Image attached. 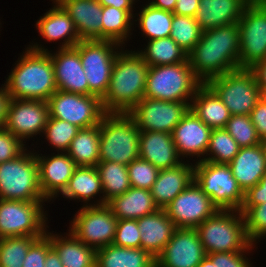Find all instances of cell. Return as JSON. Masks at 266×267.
Listing matches in <instances>:
<instances>
[{
	"mask_svg": "<svg viewBox=\"0 0 266 267\" xmlns=\"http://www.w3.org/2000/svg\"><path fill=\"white\" fill-rule=\"evenodd\" d=\"M52 248L49 237L44 234L29 247L23 267H45L47 252Z\"/></svg>",
	"mask_w": 266,
	"mask_h": 267,
	"instance_id": "cell-48",
	"label": "cell"
},
{
	"mask_svg": "<svg viewBox=\"0 0 266 267\" xmlns=\"http://www.w3.org/2000/svg\"><path fill=\"white\" fill-rule=\"evenodd\" d=\"M229 109L231 115H250L261 99V90L249 69L219 75L206 83Z\"/></svg>",
	"mask_w": 266,
	"mask_h": 267,
	"instance_id": "cell-9",
	"label": "cell"
},
{
	"mask_svg": "<svg viewBox=\"0 0 266 267\" xmlns=\"http://www.w3.org/2000/svg\"><path fill=\"white\" fill-rule=\"evenodd\" d=\"M100 180L103 186V197L98 203L92 205H103L110 201L113 197L122 195L130 186L127 165L110 162L99 161L96 165Z\"/></svg>",
	"mask_w": 266,
	"mask_h": 267,
	"instance_id": "cell-35",
	"label": "cell"
},
{
	"mask_svg": "<svg viewBox=\"0 0 266 267\" xmlns=\"http://www.w3.org/2000/svg\"><path fill=\"white\" fill-rule=\"evenodd\" d=\"M261 98L266 101V86L261 89Z\"/></svg>",
	"mask_w": 266,
	"mask_h": 267,
	"instance_id": "cell-60",
	"label": "cell"
},
{
	"mask_svg": "<svg viewBox=\"0 0 266 267\" xmlns=\"http://www.w3.org/2000/svg\"><path fill=\"white\" fill-rule=\"evenodd\" d=\"M99 161L129 165L139 158L140 130L128 113H105L99 123Z\"/></svg>",
	"mask_w": 266,
	"mask_h": 267,
	"instance_id": "cell-4",
	"label": "cell"
},
{
	"mask_svg": "<svg viewBox=\"0 0 266 267\" xmlns=\"http://www.w3.org/2000/svg\"><path fill=\"white\" fill-rule=\"evenodd\" d=\"M135 0H98L102 6H113L117 9L126 10L132 17L133 16V4Z\"/></svg>",
	"mask_w": 266,
	"mask_h": 267,
	"instance_id": "cell-55",
	"label": "cell"
},
{
	"mask_svg": "<svg viewBox=\"0 0 266 267\" xmlns=\"http://www.w3.org/2000/svg\"><path fill=\"white\" fill-rule=\"evenodd\" d=\"M194 180V165L181 164L159 170L151 194L156 206L165 209Z\"/></svg>",
	"mask_w": 266,
	"mask_h": 267,
	"instance_id": "cell-24",
	"label": "cell"
},
{
	"mask_svg": "<svg viewBox=\"0 0 266 267\" xmlns=\"http://www.w3.org/2000/svg\"><path fill=\"white\" fill-rule=\"evenodd\" d=\"M43 202L0 199V238L42 237L47 229Z\"/></svg>",
	"mask_w": 266,
	"mask_h": 267,
	"instance_id": "cell-12",
	"label": "cell"
},
{
	"mask_svg": "<svg viewBox=\"0 0 266 267\" xmlns=\"http://www.w3.org/2000/svg\"><path fill=\"white\" fill-rule=\"evenodd\" d=\"M238 24L240 69H250L266 59V0H252Z\"/></svg>",
	"mask_w": 266,
	"mask_h": 267,
	"instance_id": "cell-11",
	"label": "cell"
},
{
	"mask_svg": "<svg viewBox=\"0 0 266 267\" xmlns=\"http://www.w3.org/2000/svg\"><path fill=\"white\" fill-rule=\"evenodd\" d=\"M239 24L202 32L201 39L188 53L195 76L206 84L210 79L240 69Z\"/></svg>",
	"mask_w": 266,
	"mask_h": 267,
	"instance_id": "cell-1",
	"label": "cell"
},
{
	"mask_svg": "<svg viewBox=\"0 0 266 267\" xmlns=\"http://www.w3.org/2000/svg\"><path fill=\"white\" fill-rule=\"evenodd\" d=\"M103 193V186L96 166H77L67 187L61 193L64 198L82 199L86 205L97 194Z\"/></svg>",
	"mask_w": 266,
	"mask_h": 267,
	"instance_id": "cell-33",
	"label": "cell"
},
{
	"mask_svg": "<svg viewBox=\"0 0 266 267\" xmlns=\"http://www.w3.org/2000/svg\"><path fill=\"white\" fill-rule=\"evenodd\" d=\"M47 102L51 118L68 121L80 129L99 125L105 114L101 99L95 95L56 90Z\"/></svg>",
	"mask_w": 266,
	"mask_h": 267,
	"instance_id": "cell-14",
	"label": "cell"
},
{
	"mask_svg": "<svg viewBox=\"0 0 266 267\" xmlns=\"http://www.w3.org/2000/svg\"><path fill=\"white\" fill-rule=\"evenodd\" d=\"M117 222L107 204L83 205L69 228L78 240L98 250L113 243Z\"/></svg>",
	"mask_w": 266,
	"mask_h": 267,
	"instance_id": "cell-13",
	"label": "cell"
},
{
	"mask_svg": "<svg viewBox=\"0 0 266 267\" xmlns=\"http://www.w3.org/2000/svg\"><path fill=\"white\" fill-rule=\"evenodd\" d=\"M253 245L254 244L251 243L247 249H245V252H217L207 254V256L213 263H216V267H251L248 258H246L243 253H246V250L249 251L250 248L254 247Z\"/></svg>",
	"mask_w": 266,
	"mask_h": 267,
	"instance_id": "cell-49",
	"label": "cell"
},
{
	"mask_svg": "<svg viewBox=\"0 0 266 267\" xmlns=\"http://www.w3.org/2000/svg\"><path fill=\"white\" fill-rule=\"evenodd\" d=\"M250 117L259 138L264 139L266 137V101L261 98L251 111Z\"/></svg>",
	"mask_w": 266,
	"mask_h": 267,
	"instance_id": "cell-51",
	"label": "cell"
},
{
	"mask_svg": "<svg viewBox=\"0 0 266 267\" xmlns=\"http://www.w3.org/2000/svg\"><path fill=\"white\" fill-rule=\"evenodd\" d=\"M95 267H156V260L142 248L110 244L96 250Z\"/></svg>",
	"mask_w": 266,
	"mask_h": 267,
	"instance_id": "cell-32",
	"label": "cell"
},
{
	"mask_svg": "<svg viewBox=\"0 0 266 267\" xmlns=\"http://www.w3.org/2000/svg\"><path fill=\"white\" fill-rule=\"evenodd\" d=\"M56 1L73 20L81 41L102 40L103 6L98 0Z\"/></svg>",
	"mask_w": 266,
	"mask_h": 267,
	"instance_id": "cell-22",
	"label": "cell"
},
{
	"mask_svg": "<svg viewBox=\"0 0 266 267\" xmlns=\"http://www.w3.org/2000/svg\"><path fill=\"white\" fill-rule=\"evenodd\" d=\"M120 51L108 90L101 99L105 113H128L144 97L146 89L148 64L137 51Z\"/></svg>",
	"mask_w": 266,
	"mask_h": 267,
	"instance_id": "cell-2",
	"label": "cell"
},
{
	"mask_svg": "<svg viewBox=\"0 0 266 267\" xmlns=\"http://www.w3.org/2000/svg\"><path fill=\"white\" fill-rule=\"evenodd\" d=\"M245 230L248 240L254 244L266 236V203L257 206H242Z\"/></svg>",
	"mask_w": 266,
	"mask_h": 267,
	"instance_id": "cell-44",
	"label": "cell"
},
{
	"mask_svg": "<svg viewBox=\"0 0 266 267\" xmlns=\"http://www.w3.org/2000/svg\"><path fill=\"white\" fill-rule=\"evenodd\" d=\"M195 229L206 254L245 251L251 244L240 210H218Z\"/></svg>",
	"mask_w": 266,
	"mask_h": 267,
	"instance_id": "cell-5",
	"label": "cell"
},
{
	"mask_svg": "<svg viewBox=\"0 0 266 267\" xmlns=\"http://www.w3.org/2000/svg\"><path fill=\"white\" fill-rule=\"evenodd\" d=\"M5 84L0 88V128L4 127L7 120L8 106L11 97L7 91Z\"/></svg>",
	"mask_w": 266,
	"mask_h": 267,
	"instance_id": "cell-53",
	"label": "cell"
},
{
	"mask_svg": "<svg viewBox=\"0 0 266 267\" xmlns=\"http://www.w3.org/2000/svg\"><path fill=\"white\" fill-rule=\"evenodd\" d=\"M249 70L253 73V75L256 79V83L259 86L260 90L264 86H266V59L255 64Z\"/></svg>",
	"mask_w": 266,
	"mask_h": 267,
	"instance_id": "cell-54",
	"label": "cell"
},
{
	"mask_svg": "<svg viewBox=\"0 0 266 267\" xmlns=\"http://www.w3.org/2000/svg\"><path fill=\"white\" fill-rule=\"evenodd\" d=\"M127 170L130 186L147 190H151L159 173L158 168L141 158L133 160Z\"/></svg>",
	"mask_w": 266,
	"mask_h": 267,
	"instance_id": "cell-45",
	"label": "cell"
},
{
	"mask_svg": "<svg viewBox=\"0 0 266 267\" xmlns=\"http://www.w3.org/2000/svg\"><path fill=\"white\" fill-rule=\"evenodd\" d=\"M164 210L176 228H196L218 208L193 180Z\"/></svg>",
	"mask_w": 266,
	"mask_h": 267,
	"instance_id": "cell-16",
	"label": "cell"
},
{
	"mask_svg": "<svg viewBox=\"0 0 266 267\" xmlns=\"http://www.w3.org/2000/svg\"><path fill=\"white\" fill-rule=\"evenodd\" d=\"M206 256L195 228H176L156 257V267H198Z\"/></svg>",
	"mask_w": 266,
	"mask_h": 267,
	"instance_id": "cell-18",
	"label": "cell"
},
{
	"mask_svg": "<svg viewBox=\"0 0 266 267\" xmlns=\"http://www.w3.org/2000/svg\"><path fill=\"white\" fill-rule=\"evenodd\" d=\"M190 109L211 129L225 128L231 117L229 109L207 84H202L197 89Z\"/></svg>",
	"mask_w": 266,
	"mask_h": 267,
	"instance_id": "cell-30",
	"label": "cell"
},
{
	"mask_svg": "<svg viewBox=\"0 0 266 267\" xmlns=\"http://www.w3.org/2000/svg\"><path fill=\"white\" fill-rule=\"evenodd\" d=\"M45 234L49 237L51 246L59 255L64 267H95L96 250L78 240L70 230L68 237L47 231Z\"/></svg>",
	"mask_w": 266,
	"mask_h": 267,
	"instance_id": "cell-31",
	"label": "cell"
},
{
	"mask_svg": "<svg viewBox=\"0 0 266 267\" xmlns=\"http://www.w3.org/2000/svg\"><path fill=\"white\" fill-rule=\"evenodd\" d=\"M39 44L30 45L34 51H47L54 67L55 83L58 90L89 95V86L81 64L79 51L75 47L60 48L54 55Z\"/></svg>",
	"mask_w": 266,
	"mask_h": 267,
	"instance_id": "cell-19",
	"label": "cell"
},
{
	"mask_svg": "<svg viewBox=\"0 0 266 267\" xmlns=\"http://www.w3.org/2000/svg\"><path fill=\"white\" fill-rule=\"evenodd\" d=\"M202 32L194 17L173 14L170 37L187 54L199 42Z\"/></svg>",
	"mask_w": 266,
	"mask_h": 267,
	"instance_id": "cell-41",
	"label": "cell"
},
{
	"mask_svg": "<svg viewBox=\"0 0 266 267\" xmlns=\"http://www.w3.org/2000/svg\"><path fill=\"white\" fill-rule=\"evenodd\" d=\"M54 3V7L36 22L37 29L47 41L63 40L64 38V42L59 48L74 47L81 40L73 20L56 0Z\"/></svg>",
	"mask_w": 266,
	"mask_h": 267,
	"instance_id": "cell-28",
	"label": "cell"
},
{
	"mask_svg": "<svg viewBox=\"0 0 266 267\" xmlns=\"http://www.w3.org/2000/svg\"><path fill=\"white\" fill-rule=\"evenodd\" d=\"M139 158L149 161L159 170L172 168L182 163L172 134L167 132L141 131Z\"/></svg>",
	"mask_w": 266,
	"mask_h": 267,
	"instance_id": "cell-23",
	"label": "cell"
},
{
	"mask_svg": "<svg viewBox=\"0 0 266 267\" xmlns=\"http://www.w3.org/2000/svg\"><path fill=\"white\" fill-rule=\"evenodd\" d=\"M203 83L195 76L189 61L148 69L144 97L172 102H190Z\"/></svg>",
	"mask_w": 266,
	"mask_h": 267,
	"instance_id": "cell-6",
	"label": "cell"
},
{
	"mask_svg": "<svg viewBox=\"0 0 266 267\" xmlns=\"http://www.w3.org/2000/svg\"><path fill=\"white\" fill-rule=\"evenodd\" d=\"M137 52L149 67L174 65L188 60V54L171 37L148 41L144 51Z\"/></svg>",
	"mask_w": 266,
	"mask_h": 267,
	"instance_id": "cell-36",
	"label": "cell"
},
{
	"mask_svg": "<svg viewBox=\"0 0 266 267\" xmlns=\"http://www.w3.org/2000/svg\"><path fill=\"white\" fill-rule=\"evenodd\" d=\"M211 131L212 129L189 109L172 132L179 156L189 155L197 158L200 155L204 156L208 149Z\"/></svg>",
	"mask_w": 266,
	"mask_h": 267,
	"instance_id": "cell-21",
	"label": "cell"
},
{
	"mask_svg": "<svg viewBox=\"0 0 266 267\" xmlns=\"http://www.w3.org/2000/svg\"><path fill=\"white\" fill-rule=\"evenodd\" d=\"M140 231L141 248L155 259L171 240L176 227L169 219L164 209L137 219Z\"/></svg>",
	"mask_w": 266,
	"mask_h": 267,
	"instance_id": "cell-26",
	"label": "cell"
},
{
	"mask_svg": "<svg viewBox=\"0 0 266 267\" xmlns=\"http://www.w3.org/2000/svg\"><path fill=\"white\" fill-rule=\"evenodd\" d=\"M173 12L156 8L149 3L139 12V27L148 40L170 37Z\"/></svg>",
	"mask_w": 266,
	"mask_h": 267,
	"instance_id": "cell-37",
	"label": "cell"
},
{
	"mask_svg": "<svg viewBox=\"0 0 266 267\" xmlns=\"http://www.w3.org/2000/svg\"><path fill=\"white\" fill-rule=\"evenodd\" d=\"M176 2L177 0H154L151 1L149 4L162 10L174 12Z\"/></svg>",
	"mask_w": 266,
	"mask_h": 267,
	"instance_id": "cell-57",
	"label": "cell"
},
{
	"mask_svg": "<svg viewBox=\"0 0 266 267\" xmlns=\"http://www.w3.org/2000/svg\"><path fill=\"white\" fill-rule=\"evenodd\" d=\"M266 203V173L260 181L245 192L243 206H257Z\"/></svg>",
	"mask_w": 266,
	"mask_h": 267,
	"instance_id": "cell-50",
	"label": "cell"
},
{
	"mask_svg": "<svg viewBox=\"0 0 266 267\" xmlns=\"http://www.w3.org/2000/svg\"><path fill=\"white\" fill-rule=\"evenodd\" d=\"M194 181L203 193L211 198L218 210H240L245 193L233 177L228 164L197 161L194 165Z\"/></svg>",
	"mask_w": 266,
	"mask_h": 267,
	"instance_id": "cell-8",
	"label": "cell"
},
{
	"mask_svg": "<svg viewBox=\"0 0 266 267\" xmlns=\"http://www.w3.org/2000/svg\"><path fill=\"white\" fill-rule=\"evenodd\" d=\"M118 220L139 219L159 209L147 189L129 188L106 203Z\"/></svg>",
	"mask_w": 266,
	"mask_h": 267,
	"instance_id": "cell-29",
	"label": "cell"
},
{
	"mask_svg": "<svg viewBox=\"0 0 266 267\" xmlns=\"http://www.w3.org/2000/svg\"><path fill=\"white\" fill-rule=\"evenodd\" d=\"M228 165L242 191L247 192L266 173V157L261 144L241 147Z\"/></svg>",
	"mask_w": 266,
	"mask_h": 267,
	"instance_id": "cell-27",
	"label": "cell"
},
{
	"mask_svg": "<svg viewBox=\"0 0 266 267\" xmlns=\"http://www.w3.org/2000/svg\"><path fill=\"white\" fill-rule=\"evenodd\" d=\"M39 237L0 238V267H23L30 245Z\"/></svg>",
	"mask_w": 266,
	"mask_h": 267,
	"instance_id": "cell-40",
	"label": "cell"
},
{
	"mask_svg": "<svg viewBox=\"0 0 266 267\" xmlns=\"http://www.w3.org/2000/svg\"><path fill=\"white\" fill-rule=\"evenodd\" d=\"M79 130V127L68 121L49 117L43 134L46 135L47 141L58 149L57 151L66 152Z\"/></svg>",
	"mask_w": 266,
	"mask_h": 267,
	"instance_id": "cell-43",
	"label": "cell"
},
{
	"mask_svg": "<svg viewBox=\"0 0 266 267\" xmlns=\"http://www.w3.org/2000/svg\"><path fill=\"white\" fill-rule=\"evenodd\" d=\"M261 146L263 148V152H264V155L266 157V137L264 139L261 140Z\"/></svg>",
	"mask_w": 266,
	"mask_h": 267,
	"instance_id": "cell-59",
	"label": "cell"
},
{
	"mask_svg": "<svg viewBox=\"0 0 266 267\" xmlns=\"http://www.w3.org/2000/svg\"><path fill=\"white\" fill-rule=\"evenodd\" d=\"M25 144L5 127L0 128V163L16 159L24 151Z\"/></svg>",
	"mask_w": 266,
	"mask_h": 267,
	"instance_id": "cell-47",
	"label": "cell"
},
{
	"mask_svg": "<svg viewBox=\"0 0 266 267\" xmlns=\"http://www.w3.org/2000/svg\"><path fill=\"white\" fill-rule=\"evenodd\" d=\"M252 0H200L194 19L202 31L238 23Z\"/></svg>",
	"mask_w": 266,
	"mask_h": 267,
	"instance_id": "cell-25",
	"label": "cell"
},
{
	"mask_svg": "<svg viewBox=\"0 0 266 267\" xmlns=\"http://www.w3.org/2000/svg\"><path fill=\"white\" fill-rule=\"evenodd\" d=\"M23 53L5 81L10 97L48 101L58 90L50 54L30 48Z\"/></svg>",
	"mask_w": 266,
	"mask_h": 267,
	"instance_id": "cell-3",
	"label": "cell"
},
{
	"mask_svg": "<svg viewBox=\"0 0 266 267\" xmlns=\"http://www.w3.org/2000/svg\"><path fill=\"white\" fill-rule=\"evenodd\" d=\"M120 46L116 42L104 40L80 41L74 46L79 51L89 86V95L102 99L106 94L119 52L115 50Z\"/></svg>",
	"mask_w": 266,
	"mask_h": 267,
	"instance_id": "cell-10",
	"label": "cell"
},
{
	"mask_svg": "<svg viewBox=\"0 0 266 267\" xmlns=\"http://www.w3.org/2000/svg\"><path fill=\"white\" fill-rule=\"evenodd\" d=\"M99 125L83 128L77 132L66 153L77 166H96L100 158Z\"/></svg>",
	"mask_w": 266,
	"mask_h": 267,
	"instance_id": "cell-34",
	"label": "cell"
},
{
	"mask_svg": "<svg viewBox=\"0 0 266 267\" xmlns=\"http://www.w3.org/2000/svg\"><path fill=\"white\" fill-rule=\"evenodd\" d=\"M140 237L136 219L118 220L112 244L128 248H141Z\"/></svg>",
	"mask_w": 266,
	"mask_h": 267,
	"instance_id": "cell-46",
	"label": "cell"
},
{
	"mask_svg": "<svg viewBox=\"0 0 266 267\" xmlns=\"http://www.w3.org/2000/svg\"><path fill=\"white\" fill-rule=\"evenodd\" d=\"M133 17L126 11L113 6H103L102 40L123 45L129 37ZM132 21V22H131Z\"/></svg>",
	"mask_w": 266,
	"mask_h": 267,
	"instance_id": "cell-38",
	"label": "cell"
},
{
	"mask_svg": "<svg viewBox=\"0 0 266 267\" xmlns=\"http://www.w3.org/2000/svg\"><path fill=\"white\" fill-rule=\"evenodd\" d=\"M240 148L238 143L224 128L212 129L206 151L207 155L211 154L212 156L210 155L198 161L204 160L215 164H229L239 153Z\"/></svg>",
	"mask_w": 266,
	"mask_h": 267,
	"instance_id": "cell-39",
	"label": "cell"
},
{
	"mask_svg": "<svg viewBox=\"0 0 266 267\" xmlns=\"http://www.w3.org/2000/svg\"><path fill=\"white\" fill-rule=\"evenodd\" d=\"M39 155L36 154L39 186L44 197L51 200L67 187L77 165L66 152L52 157Z\"/></svg>",
	"mask_w": 266,
	"mask_h": 267,
	"instance_id": "cell-20",
	"label": "cell"
},
{
	"mask_svg": "<svg viewBox=\"0 0 266 267\" xmlns=\"http://www.w3.org/2000/svg\"><path fill=\"white\" fill-rule=\"evenodd\" d=\"M45 267H64L57 252L51 248L47 252Z\"/></svg>",
	"mask_w": 266,
	"mask_h": 267,
	"instance_id": "cell-56",
	"label": "cell"
},
{
	"mask_svg": "<svg viewBox=\"0 0 266 267\" xmlns=\"http://www.w3.org/2000/svg\"><path fill=\"white\" fill-rule=\"evenodd\" d=\"M191 102H172L143 97L128 114L140 131L167 132L189 111Z\"/></svg>",
	"mask_w": 266,
	"mask_h": 267,
	"instance_id": "cell-15",
	"label": "cell"
},
{
	"mask_svg": "<svg viewBox=\"0 0 266 267\" xmlns=\"http://www.w3.org/2000/svg\"><path fill=\"white\" fill-rule=\"evenodd\" d=\"M49 117L47 101L11 98L4 127L23 142L43 133Z\"/></svg>",
	"mask_w": 266,
	"mask_h": 267,
	"instance_id": "cell-17",
	"label": "cell"
},
{
	"mask_svg": "<svg viewBox=\"0 0 266 267\" xmlns=\"http://www.w3.org/2000/svg\"><path fill=\"white\" fill-rule=\"evenodd\" d=\"M198 267H216V263H213L212 260L206 256L198 265Z\"/></svg>",
	"mask_w": 266,
	"mask_h": 267,
	"instance_id": "cell-58",
	"label": "cell"
},
{
	"mask_svg": "<svg viewBox=\"0 0 266 267\" xmlns=\"http://www.w3.org/2000/svg\"><path fill=\"white\" fill-rule=\"evenodd\" d=\"M224 129L240 147H252L261 143L250 115H231Z\"/></svg>",
	"mask_w": 266,
	"mask_h": 267,
	"instance_id": "cell-42",
	"label": "cell"
},
{
	"mask_svg": "<svg viewBox=\"0 0 266 267\" xmlns=\"http://www.w3.org/2000/svg\"><path fill=\"white\" fill-rule=\"evenodd\" d=\"M200 0H177L174 14L195 17Z\"/></svg>",
	"mask_w": 266,
	"mask_h": 267,
	"instance_id": "cell-52",
	"label": "cell"
},
{
	"mask_svg": "<svg viewBox=\"0 0 266 267\" xmlns=\"http://www.w3.org/2000/svg\"><path fill=\"white\" fill-rule=\"evenodd\" d=\"M0 199L47 201L39 186L35 153L24 151L16 159L0 163Z\"/></svg>",
	"mask_w": 266,
	"mask_h": 267,
	"instance_id": "cell-7",
	"label": "cell"
}]
</instances>
